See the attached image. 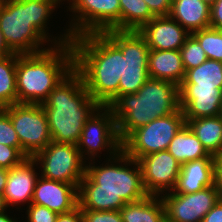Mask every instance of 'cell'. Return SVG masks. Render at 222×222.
Returning <instances> with one entry per match:
<instances>
[{"instance_id": "obj_1", "label": "cell", "mask_w": 222, "mask_h": 222, "mask_svg": "<svg viewBox=\"0 0 222 222\" xmlns=\"http://www.w3.org/2000/svg\"><path fill=\"white\" fill-rule=\"evenodd\" d=\"M113 159L116 162H125L124 165L134 164L136 168L133 170L120 164L85 166V175L78 188L80 209L120 210L125 204L149 195L143 185L139 161L132 159L122 150Z\"/></svg>"}, {"instance_id": "obj_2", "label": "cell", "mask_w": 222, "mask_h": 222, "mask_svg": "<svg viewBox=\"0 0 222 222\" xmlns=\"http://www.w3.org/2000/svg\"><path fill=\"white\" fill-rule=\"evenodd\" d=\"M74 69L82 76L90 96L111 107L118 100L122 52L104 34L89 33L72 38Z\"/></svg>"}, {"instance_id": "obj_3", "label": "cell", "mask_w": 222, "mask_h": 222, "mask_svg": "<svg viewBox=\"0 0 222 222\" xmlns=\"http://www.w3.org/2000/svg\"><path fill=\"white\" fill-rule=\"evenodd\" d=\"M58 40L60 41L55 38L57 48L32 54H17V103L41 105L50 92L74 70L70 34L67 32L63 39Z\"/></svg>"}, {"instance_id": "obj_4", "label": "cell", "mask_w": 222, "mask_h": 222, "mask_svg": "<svg viewBox=\"0 0 222 222\" xmlns=\"http://www.w3.org/2000/svg\"><path fill=\"white\" fill-rule=\"evenodd\" d=\"M49 123L51 139L77 144L85 122L101 107L89 94L82 76L74 69L41 104Z\"/></svg>"}, {"instance_id": "obj_5", "label": "cell", "mask_w": 222, "mask_h": 222, "mask_svg": "<svg viewBox=\"0 0 222 222\" xmlns=\"http://www.w3.org/2000/svg\"><path fill=\"white\" fill-rule=\"evenodd\" d=\"M123 142L134 130L179 109V86L149 78L134 94L121 96L111 107Z\"/></svg>"}, {"instance_id": "obj_6", "label": "cell", "mask_w": 222, "mask_h": 222, "mask_svg": "<svg viewBox=\"0 0 222 222\" xmlns=\"http://www.w3.org/2000/svg\"><path fill=\"white\" fill-rule=\"evenodd\" d=\"M60 1L18 0L0 4V31L13 53L22 55L47 50L39 49L48 37L45 23Z\"/></svg>"}, {"instance_id": "obj_7", "label": "cell", "mask_w": 222, "mask_h": 222, "mask_svg": "<svg viewBox=\"0 0 222 222\" xmlns=\"http://www.w3.org/2000/svg\"><path fill=\"white\" fill-rule=\"evenodd\" d=\"M122 52V74L118 99L136 93L149 79V47L138 31L107 30L103 32Z\"/></svg>"}, {"instance_id": "obj_8", "label": "cell", "mask_w": 222, "mask_h": 222, "mask_svg": "<svg viewBox=\"0 0 222 222\" xmlns=\"http://www.w3.org/2000/svg\"><path fill=\"white\" fill-rule=\"evenodd\" d=\"M185 123L180 108L168 116L154 119L134 130L122 142V151L137 161L148 154L165 151Z\"/></svg>"}, {"instance_id": "obj_9", "label": "cell", "mask_w": 222, "mask_h": 222, "mask_svg": "<svg viewBox=\"0 0 222 222\" xmlns=\"http://www.w3.org/2000/svg\"><path fill=\"white\" fill-rule=\"evenodd\" d=\"M3 109L10 117L25 158L33 157L52 141L47 116L40 104L16 103Z\"/></svg>"}, {"instance_id": "obj_10", "label": "cell", "mask_w": 222, "mask_h": 222, "mask_svg": "<svg viewBox=\"0 0 222 222\" xmlns=\"http://www.w3.org/2000/svg\"><path fill=\"white\" fill-rule=\"evenodd\" d=\"M32 158L36 164L40 162L43 170L42 177L69 183L79 188L85 175V166H83L85 163L75 144L51 141Z\"/></svg>"}, {"instance_id": "obj_11", "label": "cell", "mask_w": 222, "mask_h": 222, "mask_svg": "<svg viewBox=\"0 0 222 222\" xmlns=\"http://www.w3.org/2000/svg\"><path fill=\"white\" fill-rule=\"evenodd\" d=\"M73 12L80 14L68 29L71 38L107 30L120 31L119 0H72Z\"/></svg>"}, {"instance_id": "obj_12", "label": "cell", "mask_w": 222, "mask_h": 222, "mask_svg": "<svg viewBox=\"0 0 222 222\" xmlns=\"http://www.w3.org/2000/svg\"><path fill=\"white\" fill-rule=\"evenodd\" d=\"M102 111L103 113H101ZM97 112L96 114L93 113L85 122L76 144L82 159L84 157L83 146L87 149V154H90L92 158L103 147L104 149L109 147L108 150L111 149L110 155L112 153L114 154L113 156L122 150V142L118 135L113 110L110 107L101 106Z\"/></svg>"}, {"instance_id": "obj_13", "label": "cell", "mask_w": 222, "mask_h": 222, "mask_svg": "<svg viewBox=\"0 0 222 222\" xmlns=\"http://www.w3.org/2000/svg\"><path fill=\"white\" fill-rule=\"evenodd\" d=\"M219 199L216 185L190 194L170 192L161 196L166 222H201Z\"/></svg>"}, {"instance_id": "obj_14", "label": "cell", "mask_w": 222, "mask_h": 222, "mask_svg": "<svg viewBox=\"0 0 222 222\" xmlns=\"http://www.w3.org/2000/svg\"><path fill=\"white\" fill-rule=\"evenodd\" d=\"M143 185L149 195L159 196L160 192L173 191L176 187L181 164L167 150L141 157ZM170 187V188H169Z\"/></svg>"}, {"instance_id": "obj_15", "label": "cell", "mask_w": 222, "mask_h": 222, "mask_svg": "<svg viewBox=\"0 0 222 222\" xmlns=\"http://www.w3.org/2000/svg\"><path fill=\"white\" fill-rule=\"evenodd\" d=\"M221 104L220 88L196 87V84L179 86V108L185 120L219 116Z\"/></svg>"}, {"instance_id": "obj_16", "label": "cell", "mask_w": 222, "mask_h": 222, "mask_svg": "<svg viewBox=\"0 0 222 222\" xmlns=\"http://www.w3.org/2000/svg\"><path fill=\"white\" fill-rule=\"evenodd\" d=\"M31 204L45 206L57 214L71 212L79 206L78 187L41 176L36 182Z\"/></svg>"}, {"instance_id": "obj_17", "label": "cell", "mask_w": 222, "mask_h": 222, "mask_svg": "<svg viewBox=\"0 0 222 222\" xmlns=\"http://www.w3.org/2000/svg\"><path fill=\"white\" fill-rule=\"evenodd\" d=\"M138 32L151 50H180L191 35L170 16H155Z\"/></svg>"}, {"instance_id": "obj_18", "label": "cell", "mask_w": 222, "mask_h": 222, "mask_svg": "<svg viewBox=\"0 0 222 222\" xmlns=\"http://www.w3.org/2000/svg\"><path fill=\"white\" fill-rule=\"evenodd\" d=\"M36 161L32 157L24 159L19 165L8 170L6 186L3 192L6 203L19 204L29 201L31 204L34 188L38 180L34 170Z\"/></svg>"}, {"instance_id": "obj_19", "label": "cell", "mask_w": 222, "mask_h": 222, "mask_svg": "<svg viewBox=\"0 0 222 222\" xmlns=\"http://www.w3.org/2000/svg\"><path fill=\"white\" fill-rule=\"evenodd\" d=\"M215 185V157H204L181 165L174 193L190 194Z\"/></svg>"}, {"instance_id": "obj_20", "label": "cell", "mask_w": 222, "mask_h": 222, "mask_svg": "<svg viewBox=\"0 0 222 222\" xmlns=\"http://www.w3.org/2000/svg\"><path fill=\"white\" fill-rule=\"evenodd\" d=\"M185 68L179 50H151L148 56L149 78L165 80L180 86Z\"/></svg>"}, {"instance_id": "obj_21", "label": "cell", "mask_w": 222, "mask_h": 222, "mask_svg": "<svg viewBox=\"0 0 222 222\" xmlns=\"http://www.w3.org/2000/svg\"><path fill=\"white\" fill-rule=\"evenodd\" d=\"M210 8L201 0H172L169 16L191 34L210 27Z\"/></svg>"}, {"instance_id": "obj_22", "label": "cell", "mask_w": 222, "mask_h": 222, "mask_svg": "<svg viewBox=\"0 0 222 222\" xmlns=\"http://www.w3.org/2000/svg\"><path fill=\"white\" fill-rule=\"evenodd\" d=\"M119 212L123 222H166L164 204L155 195L129 202Z\"/></svg>"}, {"instance_id": "obj_23", "label": "cell", "mask_w": 222, "mask_h": 222, "mask_svg": "<svg viewBox=\"0 0 222 222\" xmlns=\"http://www.w3.org/2000/svg\"><path fill=\"white\" fill-rule=\"evenodd\" d=\"M187 126L211 155L222 156V119L220 116L185 120Z\"/></svg>"}, {"instance_id": "obj_24", "label": "cell", "mask_w": 222, "mask_h": 222, "mask_svg": "<svg viewBox=\"0 0 222 222\" xmlns=\"http://www.w3.org/2000/svg\"><path fill=\"white\" fill-rule=\"evenodd\" d=\"M167 151L171 153L181 165L204 157H215L207 152L186 123L172 139Z\"/></svg>"}, {"instance_id": "obj_25", "label": "cell", "mask_w": 222, "mask_h": 222, "mask_svg": "<svg viewBox=\"0 0 222 222\" xmlns=\"http://www.w3.org/2000/svg\"><path fill=\"white\" fill-rule=\"evenodd\" d=\"M120 31H139L155 15L144 0H119Z\"/></svg>"}, {"instance_id": "obj_26", "label": "cell", "mask_w": 222, "mask_h": 222, "mask_svg": "<svg viewBox=\"0 0 222 222\" xmlns=\"http://www.w3.org/2000/svg\"><path fill=\"white\" fill-rule=\"evenodd\" d=\"M181 84H196V87L222 89V62L207 59L201 65L186 70Z\"/></svg>"}, {"instance_id": "obj_27", "label": "cell", "mask_w": 222, "mask_h": 222, "mask_svg": "<svg viewBox=\"0 0 222 222\" xmlns=\"http://www.w3.org/2000/svg\"><path fill=\"white\" fill-rule=\"evenodd\" d=\"M17 54L0 59V108L17 103Z\"/></svg>"}, {"instance_id": "obj_28", "label": "cell", "mask_w": 222, "mask_h": 222, "mask_svg": "<svg viewBox=\"0 0 222 222\" xmlns=\"http://www.w3.org/2000/svg\"><path fill=\"white\" fill-rule=\"evenodd\" d=\"M191 35L200 43L207 59L222 62V30L209 27L194 31Z\"/></svg>"}, {"instance_id": "obj_29", "label": "cell", "mask_w": 222, "mask_h": 222, "mask_svg": "<svg viewBox=\"0 0 222 222\" xmlns=\"http://www.w3.org/2000/svg\"><path fill=\"white\" fill-rule=\"evenodd\" d=\"M186 70L195 68L207 60V55L200 43L190 35L179 50Z\"/></svg>"}, {"instance_id": "obj_30", "label": "cell", "mask_w": 222, "mask_h": 222, "mask_svg": "<svg viewBox=\"0 0 222 222\" xmlns=\"http://www.w3.org/2000/svg\"><path fill=\"white\" fill-rule=\"evenodd\" d=\"M0 143L15 147L21 153V144L7 112L0 108Z\"/></svg>"}, {"instance_id": "obj_31", "label": "cell", "mask_w": 222, "mask_h": 222, "mask_svg": "<svg viewBox=\"0 0 222 222\" xmlns=\"http://www.w3.org/2000/svg\"><path fill=\"white\" fill-rule=\"evenodd\" d=\"M83 222H123L119 210L96 211L81 209Z\"/></svg>"}, {"instance_id": "obj_32", "label": "cell", "mask_w": 222, "mask_h": 222, "mask_svg": "<svg viewBox=\"0 0 222 222\" xmlns=\"http://www.w3.org/2000/svg\"><path fill=\"white\" fill-rule=\"evenodd\" d=\"M26 159L15 147L0 143V168L11 169Z\"/></svg>"}, {"instance_id": "obj_33", "label": "cell", "mask_w": 222, "mask_h": 222, "mask_svg": "<svg viewBox=\"0 0 222 222\" xmlns=\"http://www.w3.org/2000/svg\"><path fill=\"white\" fill-rule=\"evenodd\" d=\"M28 222H55L57 213L45 206L30 204L27 210Z\"/></svg>"}, {"instance_id": "obj_34", "label": "cell", "mask_w": 222, "mask_h": 222, "mask_svg": "<svg viewBox=\"0 0 222 222\" xmlns=\"http://www.w3.org/2000/svg\"><path fill=\"white\" fill-rule=\"evenodd\" d=\"M155 16H169L172 0H144Z\"/></svg>"}, {"instance_id": "obj_35", "label": "cell", "mask_w": 222, "mask_h": 222, "mask_svg": "<svg viewBox=\"0 0 222 222\" xmlns=\"http://www.w3.org/2000/svg\"><path fill=\"white\" fill-rule=\"evenodd\" d=\"M210 27L222 30V0H216L210 8Z\"/></svg>"}, {"instance_id": "obj_36", "label": "cell", "mask_w": 222, "mask_h": 222, "mask_svg": "<svg viewBox=\"0 0 222 222\" xmlns=\"http://www.w3.org/2000/svg\"><path fill=\"white\" fill-rule=\"evenodd\" d=\"M201 222H222V200L217 201Z\"/></svg>"}, {"instance_id": "obj_37", "label": "cell", "mask_w": 222, "mask_h": 222, "mask_svg": "<svg viewBox=\"0 0 222 222\" xmlns=\"http://www.w3.org/2000/svg\"><path fill=\"white\" fill-rule=\"evenodd\" d=\"M55 222H83V216L80 207L68 213L58 214Z\"/></svg>"}, {"instance_id": "obj_38", "label": "cell", "mask_w": 222, "mask_h": 222, "mask_svg": "<svg viewBox=\"0 0 222 222\" xmlns=\"http://www.w3.org/2000/svg\"><path fill=\"white\" fill-rule=\"evenodd\" d=\"M215 185L222 200V156L215 157Z\"/></svg>"}, {"instance_id": "obj_39", "label": "cell", "mask_w": 222, "mask_h": 222, "mask_svg": "<svg viewBox=\"0 0 222 222\" xmlns=\"http://www.w3.org/2000/svg\"><path fill=\"white\" fill-rule=\"evenodd\" d=\"M14 54L9 47L7 46L4 38H3V34L0 31V59L1 58H5L8 57L10 55Z\"/></svg>"}, {"instance_id": "obj_40", "label": "cell", "mask_w": 222, "mask_h": 222, "mask_svg": "<svg viewBox=\"0 0 222 222\" xmlns=\"http://www.w3.org/2000/svg\"><path fill=\"white\" fill-rule=\"evenodd\" d=\"M8 176V169L0 168V194H3Z\"/></svg>"}, {"instance_id": "obj_41", "label": "cell", "mask_w": 222, "mask_h": 222, "mask_svg": "<svg viewBox=\"0 0 222 222\" xmlns=\"http://www.w3.org/2000/svg\"><path fill=\"white\" fill-rule=\"evenodd\" d=\"M6 207H8L5 197L3 194H0V212H4Z\"/></svg>"}, {"instance_id": "obj_42", "label": "cell", "mask_w": 222, "mask_h": 222, "mask_svg": "<svg viewBox=\"0 0 222 222\" xmlns=\"http://www.w3.org/2000/svg\"><path fill=\"white\" fill-rule=\"evenodd\" d=\"M0 222H17L14 219L8 217L5 212H0Z\"/></svg>"}, {"instance_id": "obj_43", "label": "cell", "mask_w": 222, "mask_h": 222, "mask_svg": "<svg viewBox=\"0 0 222 222\" xmlns=\"http://www.w3.org/2000/svg\"><path fill=\"white\" fill-rule=\"evenodd\" d=\"M211 6L216 0H201Z\"/></svg>"}, {"instance_id": "obj_44", "label": "cell", "mask_w": 222, "mask_h": 222, "mask_svg": "<svg viewBox=\"0 0 222 222\" xmlns=\"http://www.w3.org/2000/svg\"><path fill=\"white\" fill-rule=\"evenodd\" d=\"M11 1H18V0H0V4L5 3V2H11Z\"/></svg>"}, {"instance_id": "obj_45", "label": "cell", "mask_w": 222, "mask_h": 222, "mask_svg": "<svg viewBox=\"0 0 222 222\" xmlns=\"http://www.w3.org/2000/svg\"><path fill=\"white\" fill-rule=\"evenodd\" d=\"M220 118L222 119V104H221V109H220Z\"/></svg>"}]
</instances>
